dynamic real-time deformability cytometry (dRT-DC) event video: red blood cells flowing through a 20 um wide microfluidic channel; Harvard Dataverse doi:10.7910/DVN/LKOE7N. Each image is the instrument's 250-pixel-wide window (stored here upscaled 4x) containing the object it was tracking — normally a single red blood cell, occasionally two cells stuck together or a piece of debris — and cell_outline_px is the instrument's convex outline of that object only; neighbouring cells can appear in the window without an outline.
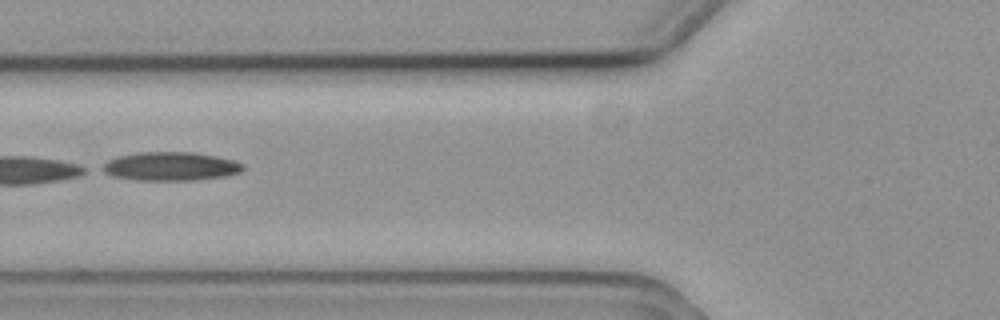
{"species": "common noctule bat (a hibernating species)", "species_latin": "Nyctalus noctula", "temperature_condition": "cold", "stored_images_in_passage": 6, "camera_frame_rate_fps": 3000, "um_per_image_px": 0.085, "animal": {"sex": "female", "body_mass_g": 19.3, "forearm_length_mm": 54.1}, "frame": {"image": 1, "passage_image": 2, "time_ms": 0.333, "image_size_px": [1000, 320], "cell_outline_px": [[244, 168], [240, 172], [224, 176], [196, 180], [136, 180], [112, 176], [96, 168], [108, 160], [116, 156], [140, 152], [192, 152], [216, 156], [232, 160], [244, 164]], "centroid_in_image_um": [14.43, 14.14], "position_along_channel_um": 111.4, "area_um2": 23.64}}
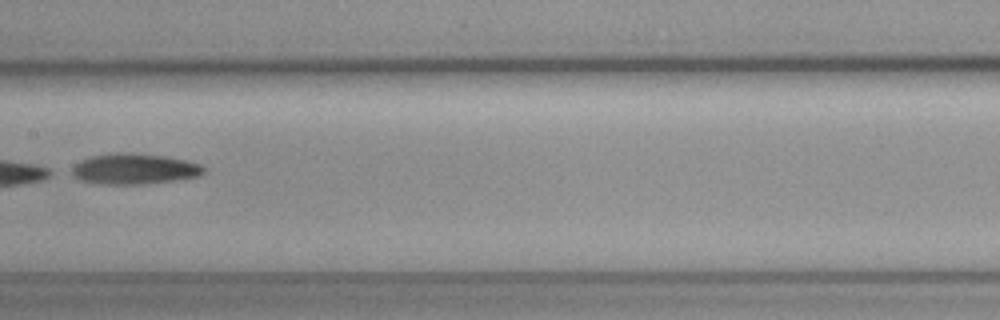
{"frame": {"image": 2, "passage_image": 4, "time_ms": 1.0, "image_size_px": [1000, 320], "cell_outline_px": [[208, 172], [200, 176], [176, 180], [144, 184], [100, 184], [80, 180], [68, 172], [76, 164], [92, 156], [112, 152], [120, 152], [164, 156], [188, 160], [200, 164]], "centroid_in_image_um": [11.45, 14.36], "position_along_channel_um": 196.0, "area_um2": 23.7}}